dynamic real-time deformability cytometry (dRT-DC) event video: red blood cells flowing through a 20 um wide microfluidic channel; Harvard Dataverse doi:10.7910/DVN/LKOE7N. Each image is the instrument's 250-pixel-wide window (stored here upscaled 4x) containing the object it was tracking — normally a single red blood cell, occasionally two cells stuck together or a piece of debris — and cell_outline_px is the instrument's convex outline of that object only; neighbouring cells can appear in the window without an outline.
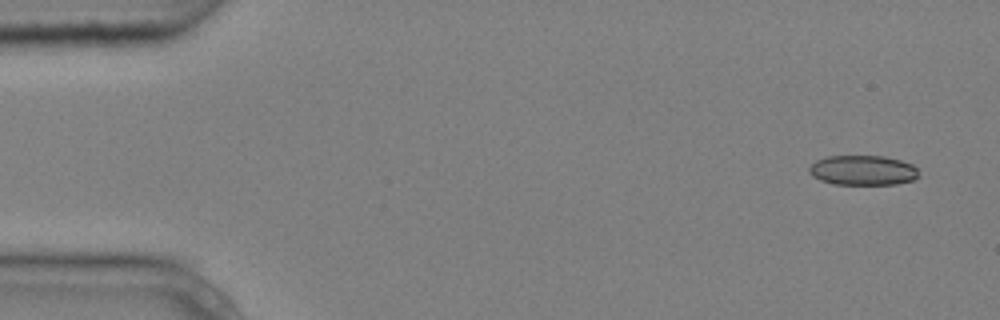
{"species": "common noctule bat (a hibernating species)", "species_latin": "Nyctalus noctula", "temperature_condition": "cold", "stored_images_in_passage": 4, "camera_frame_rate_fps": 3000, "um_per_image_px": 0.085, "animal": {"sex": "male", "body_mass_g": 20.4}, "frame": {"image": 1, "passage_image": 1, "time_ms": 0.0, "image_size_px": [1000, 320], "cell_outline_px": [[920, 176], [912, 180], [896, 184], [832, 184], [820, 180], [812, 176], [808, 172], [808, 168], [816, 160], [828, 156], [884, 156], [900, 160], [912, 164], [916, 168]], "centroid_in_image_um": [73.33, 14.47], "position_along_channel_um": 11.7, "area_um2": 19.13}}
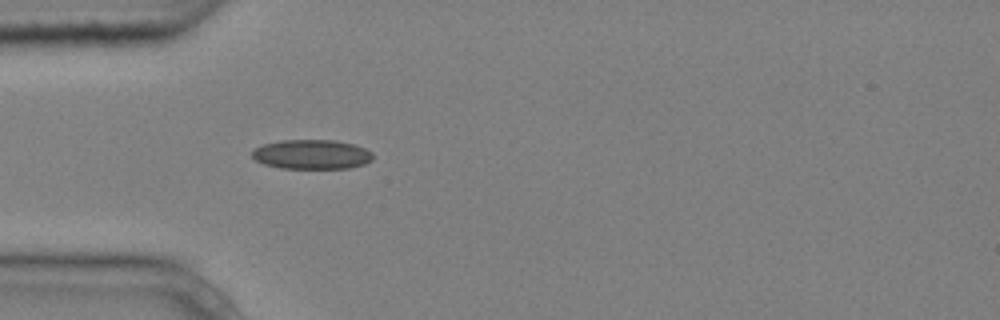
{"frame": {"image": 2, "passage_image": 4, "time_ms": 1.0, "image_size_px": [1000, 320], "cell_outline_px": [[372, 160], [364, 164], [348, 168], [280, 168], [264, 164], [256, 160], [252, 156], [252, 148], [264, 144], [280, 140], [332, 140], [352, 144], [364, 148], [372, 152]], "centroid_in_image_um": [26.46, 13.12], "position_along_channel_um": 58.5, "area_um2": 20.69}}